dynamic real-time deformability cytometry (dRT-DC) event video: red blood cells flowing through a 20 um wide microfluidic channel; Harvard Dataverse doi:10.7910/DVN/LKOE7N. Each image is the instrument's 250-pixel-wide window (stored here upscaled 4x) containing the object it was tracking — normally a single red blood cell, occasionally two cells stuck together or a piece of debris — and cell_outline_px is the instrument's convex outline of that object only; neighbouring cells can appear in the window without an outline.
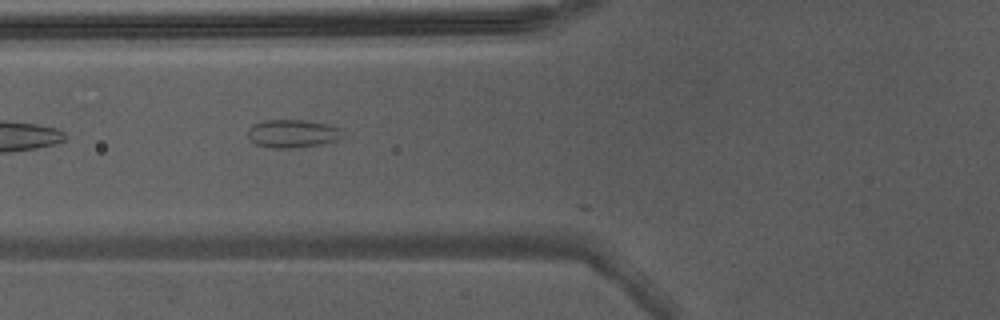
{"species": "Egyptian fruit bat (a non-hibernating species)", "species_latin": "Rousettus aegyptiacus", "temperature_condition": "warm", "stored_images_in_passage": 5, "camera_frame_rate_fps": 3000, "um_per_image_px": 0.085, "animal": {"sex": "male"}, "frame": {"image": 1, "passage_image": 3, "time_ms": 0.667, "image_size_px": [1000, 320], "cell_outline_px": [[344, 136], [336, 140], [320, 144], [292, 148], [272, 148], [256, 144], [248, 136], [248, 128], [252, 124], [264, 120], [304, 120], [328, 124], [344, 128]], "centroid_in_image_um": [24.9, 11.34], "position_along_channel_um": 100.9, "area_um2": 15.66}}